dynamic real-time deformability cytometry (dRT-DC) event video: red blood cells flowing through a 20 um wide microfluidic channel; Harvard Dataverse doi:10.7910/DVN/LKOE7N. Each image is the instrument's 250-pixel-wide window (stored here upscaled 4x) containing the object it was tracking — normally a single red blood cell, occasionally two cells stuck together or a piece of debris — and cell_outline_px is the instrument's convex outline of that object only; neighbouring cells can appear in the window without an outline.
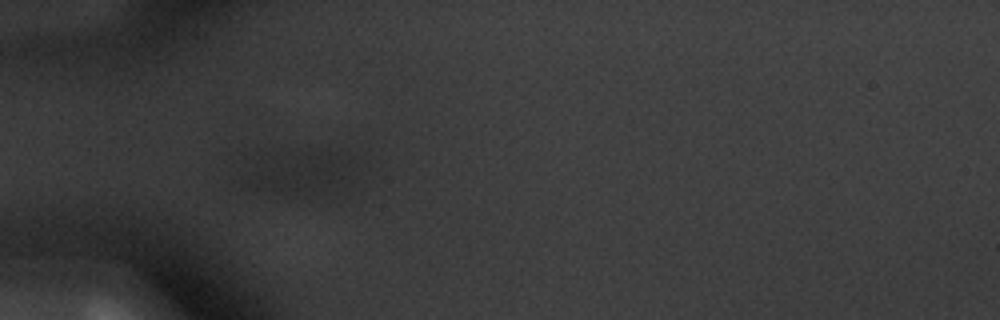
{"species": "common noctule bat (a hibernating species)", "species_latin": "Nyctalus noctula", "temperature_condition": "warm", "stored_images_in_passage": 1, "camera_frame_rate_fps": 3000, "um_per_image_px": 0.085, "animal": {"sex": "male", "body_mass_g": 20.1, "forearm_length_mm": 53.5}, "frame": {"image": 1, "passage_image": 1, "time_ms": 0.0, "image_size_px": [1000, 320], "cell_outline_px": [[352, 160], [344, 176], [336, 180], [304, 192], [276, 192], [248, 184], [248, 180], [300, 152], [336, 152], [352, 156]], "centroid_in_image_um": [25.8, 14.63], "position_along_channel_um": 59.2, "area_um2": 20.17}}